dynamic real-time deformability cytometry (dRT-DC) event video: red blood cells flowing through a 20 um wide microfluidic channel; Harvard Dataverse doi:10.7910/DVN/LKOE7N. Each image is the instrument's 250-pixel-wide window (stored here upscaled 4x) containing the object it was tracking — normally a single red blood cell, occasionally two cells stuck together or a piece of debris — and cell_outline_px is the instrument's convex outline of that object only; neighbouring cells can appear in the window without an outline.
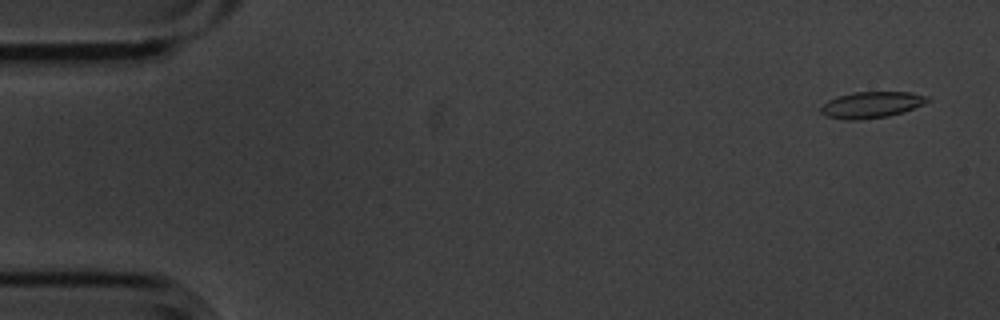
{"species": "common noctule bat (a hibernating species)", "species_latin": "Nyctalus noctula", "temperature_condition": "cold", "stored_images_in_passage": 6, "camera_frame_rate_fps": 3000, "um_per_image_px": 0.085, "animal": {"sex": "male", "body_mass_g": 20.1, "forearm_length_mm": 53.5}, "frame": {"image": 1, "passage_image": 1, "time_ms": 0.0, "image_size_px": [1000, 320], "cell_outline_px": [[928, 100], [924, 104], [904, 112], [888, 116], [860, 120], [844, 120], [824, 116], [820, 112], [820, 108], [828, 100], [836, 96], [852, 92], [912, 92], [928, 96]], "centroid_in_image_um": [74.04, 8.91], "position_along_channel_um": 11.0, "area_um2": 16.53}}
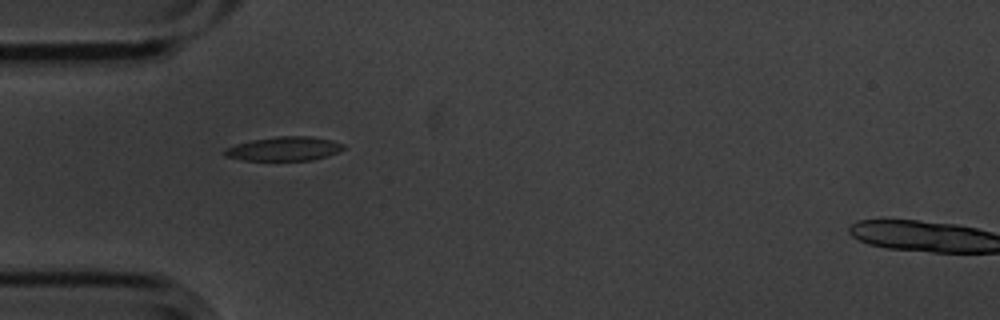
{"frame": {"image": 2, "passage_image": 5, "time_ms": 1.333, "image_size_px": [1000, 320], "cell_outline_px": [[344, 148], [340, 152], [328, 156], [312, 160], [240, 160], [224, 156], [220, 152], [224, 148], [236, 144], [252, 140], [276, 136], [312, 136], [332, 140], [344, 144]], "centroid_in_image_um": [24.12, 12.64], "position_along_channel_um": 60.9, "area_um2": 16.94}}
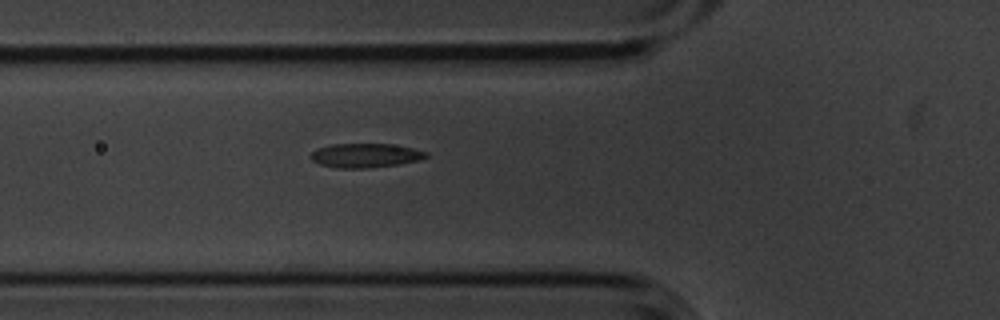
{"frame": {"image": 3, "passage_image": 6, "time_ms": 1.667, "image_size_px": [1000, 320], "cell_outline_px": [[428, 156], [416, 160], [400, 164], [368, 168], [336, 168], [320, 164], [312, 160], [308, 156], [316, 148], [332, 144], [392, 144], [412, 148], [428, 152]], "centroid_in_image_um": [31.01, 13.21], "position_along_channel_um": 94.8, "area_um2": 16.24}}